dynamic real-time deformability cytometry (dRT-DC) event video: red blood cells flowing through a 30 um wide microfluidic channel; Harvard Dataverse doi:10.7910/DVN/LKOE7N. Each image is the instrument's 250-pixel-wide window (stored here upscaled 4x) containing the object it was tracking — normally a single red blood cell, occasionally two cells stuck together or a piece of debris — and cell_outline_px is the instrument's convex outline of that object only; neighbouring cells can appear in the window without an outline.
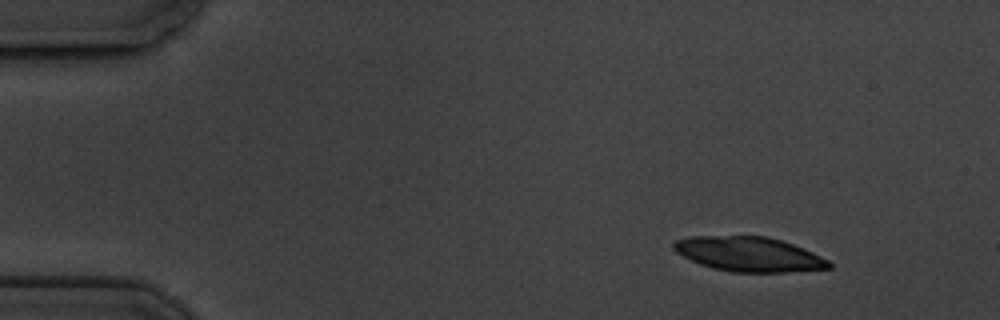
{"species": "common noctule bat (a hibernating species)", "species_latin": "Nyctalus noctula", "temperature_condition": "cold", "stored_images_in_passage": 5, "camera_frame_rate_fps": 3000, "um_per_image_px": 0.085, "animal": {"sex": "male", "body_mass_g": 19.5, "forearm_length_mm": 54.6}, "frame": {"image": 1, "passage_image": 1, "time_ms": 0.0, "image_size_px": [1000, 320], "cell_outline_px": [[832, 268], [784, 272], [732, 272], [712, 268], [700, 264], [676, 252], [672, 248], [672, 244], [676, 240], [688, 236], [768, 236], [792, 244], [812, 252], [828, 260], [832, 264]], "centroid_in_image_um": [63.64, 21.6], "position_along_channel_um": 21.4, "area_um2": 31.21}}